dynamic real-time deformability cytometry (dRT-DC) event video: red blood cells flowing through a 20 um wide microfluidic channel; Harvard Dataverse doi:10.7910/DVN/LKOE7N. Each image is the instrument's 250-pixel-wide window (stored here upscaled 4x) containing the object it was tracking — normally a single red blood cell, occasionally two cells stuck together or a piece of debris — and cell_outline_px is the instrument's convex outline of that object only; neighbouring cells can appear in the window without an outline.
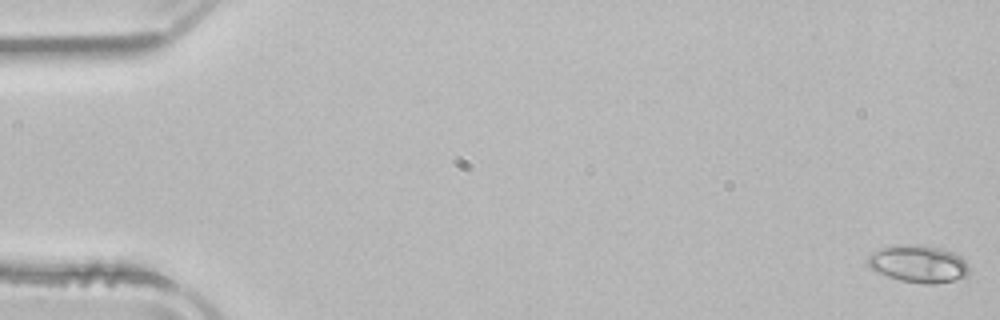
{"species": "common noctule bat (a hibernating species)", "species_latin": "Nyctalus noctula", "temperature_condition": "room temperature", "stored_images_in_passage": 53, "camera_frame_rate_fps": 3000, "um_per_image_px": 0.085, "animal": {"sex": "male", "body_mass_g": 21.5, "forearm_length_mm": 52.0}, "frame": {"image": 1, "passage_image": 1, "time_ms": 0.0, "image_size_px": [1000, 320], "cell_outline_px": [[968, 276], [964, 280], [936, 284], [924, 284], [900, 280], [876, 272], [868, 264], [868, 256], [872, 252], [880, 248], [908, 244], [940, 248], [952, 252], [960, 256], [968, 264]], "centroid_in_image_um": [78.12, 22.46], "position_along_channel_um": 6.9, "area_um2": 22.14}}
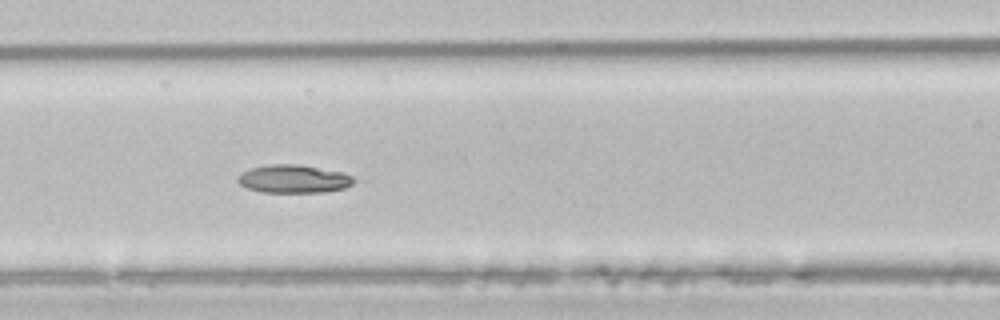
{"frame": {"image": 2, "passage_image": 23, "time_ms": 7.333, "image_size_px": [1000, 320], "cell_outline_px": [[356, 180], [352, 184], [344, 188], [324, 192], [264, 192], [248, 188], [240, 184], [236, 180], [236, 176], [252, 168], [268, 164], [296, 164], [344, 172], [352, 176]], "centroid_in_image_um": [24.97, 15.2], "position_along_channel_um": 141.6, "area_um2": 18.96}}
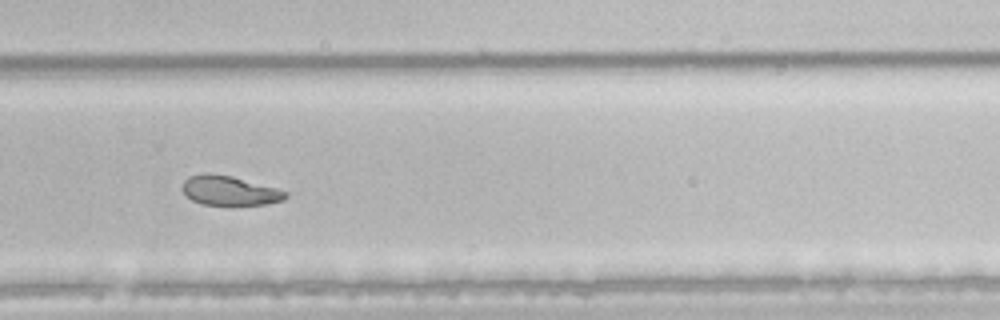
{"frame": {"image": 3, "passage_image": 36, "time_ms": 11.667, "image_size_px": [1000, 320], "cell_outline_px": [[288, 196], [284, 200], [264, 204], [204, 204], [192, 200], [184, 196], [180, 188], [184, 180], [188, 176], [204, 172], [208, 172], [232, 176], [276, 188], [288, 192]], "centroid_in_image_um": [19.44, 16.18], "position_along_channel_um": 310.4, "area_um2": 17.8}, "authors_computed_cell_mechanics": {"area_um2": 19.8832, "velocity_mm_per_s": 3.9023, "shape_relaxation_time_tau1_ms": 3.926, "shape_relaxation_time_tau2_ms": null, "deformation_change_tau1": 0.1288, "deformation_change_tau2": null}}